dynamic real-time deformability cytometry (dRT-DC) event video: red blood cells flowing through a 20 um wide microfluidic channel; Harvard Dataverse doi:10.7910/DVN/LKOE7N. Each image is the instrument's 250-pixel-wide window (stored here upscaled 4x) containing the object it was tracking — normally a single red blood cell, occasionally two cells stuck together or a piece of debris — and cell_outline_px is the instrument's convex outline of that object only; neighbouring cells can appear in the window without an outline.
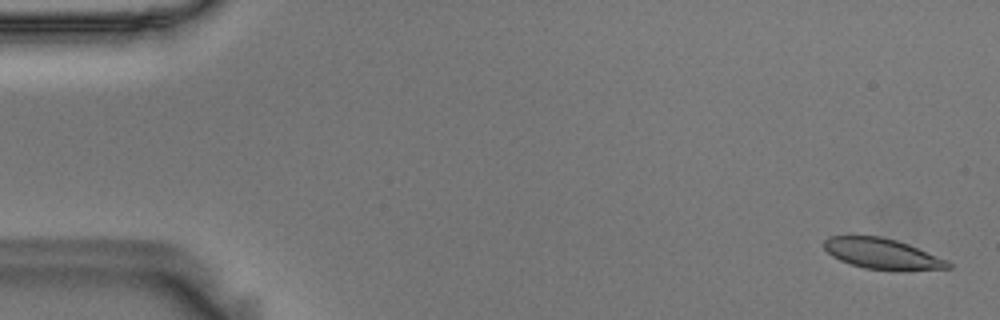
{"species": "Egyptian fruit bat (a non-hibernating species)", "species_latin": "Rousettus aegyptiacus", "temperature_condition": "room temperature", "stored_images_in_passage": 56, "camera_frame_rate_fps": 3000, "um_per_image_px": 0.085, "animal": {"sex": "male"}, "frame": {"image": 1, "passage_image": 2, "time_ms": 0.333, "image_size_px": [1000, 320], "cell_outline_px": [[952, 268], [900, 272], [864, 268], [840, 260], [832, 256], [824, 248], [824, 240], [828, 236], [880, 236], [896, 240], [908, 244], [948, 260], [952, 264]], "centroid_in_image_um": [75.04, 21.6], "position_along_channel_um": 10.0, "area_um2": 22.48}}
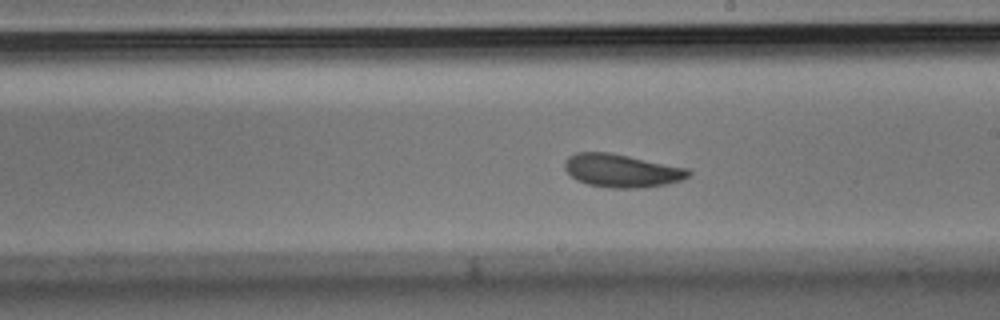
{"frame": {"image": 2, "passage_image": 32, "time_ms": 10.333, "image_size_px": [1000, 320], "cell_outline_px": [[692, 172], [688, 176], [680, 180], [664, 184], [644, 188], [612, 188], [588, 184], [576, 180], [564, 168], [564, 160], [568, 156], [576, 152], [612, 152], [688, 168]], "centroid_in_image_um": [52.82, 14.49], "position_along_channel_um": 236.2, "area_um2": 24.04}}
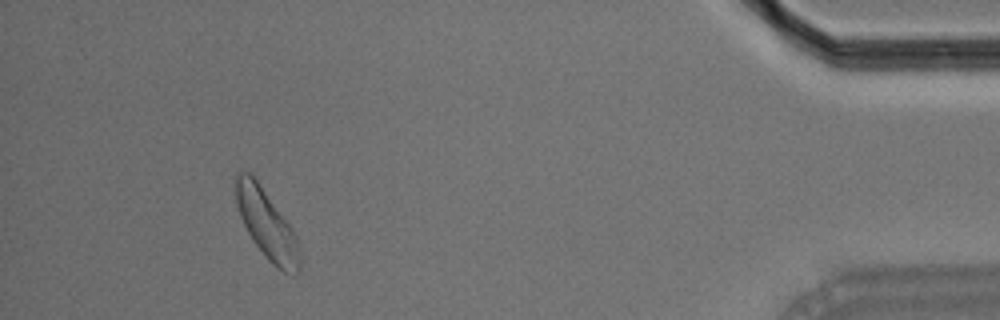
{"frame": {"image": 3, "passage_image": 52, "time_ms": 17.0, "image_size_px": [1000, 320], "cell_outline_px": [[300, 272], [284, 272], [276, 268], [268, 260], [252, 240], [240, 216], [236, 204], [232, 176], [236, 172], [248, 172], [256, 180], [292, 228], [296, 236], [300, 248]], "centroid_in_image_um": [22.63, 19.05], "position_along_channel_um": 412.6, "area_um2": 25.66}, "authors_computed_cell_mechanics": {"area_um2": 23.4957, "velocity_mm_per_s": 3.5698, "shape_relaxation_time_tau1_ms": 3.2913, "shape_relaxation_time_tau2_ms": 5.4798, "deformation_change_tau1": 0.0928, "deformation_change_tau2": 0.0979}}